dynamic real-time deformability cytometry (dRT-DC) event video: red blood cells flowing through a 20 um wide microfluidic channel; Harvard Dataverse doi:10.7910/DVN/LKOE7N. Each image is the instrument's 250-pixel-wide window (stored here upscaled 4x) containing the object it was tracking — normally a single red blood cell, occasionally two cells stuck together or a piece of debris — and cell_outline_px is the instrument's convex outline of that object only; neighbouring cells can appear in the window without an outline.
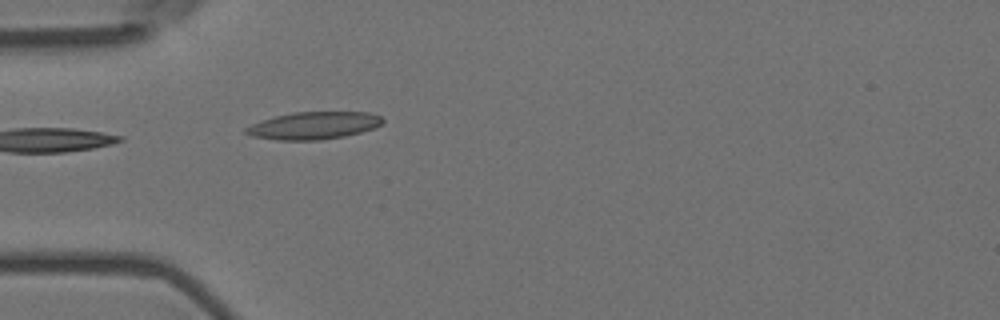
{"species": "Egyptian fruit bat (a non-hibernating species)", "species_latin": "Rousettus aegyptiacus", "temperature_condition": "room temperature", "stored_images_in_passage": 5, "camera_frame_rate_fps": 3000, "um_per_image_px": 0.085, "animal": {"sex": "female"}, "frame": {"image": 1, "passage_image": 5, "time_ms": 1.333, "image_size_px": [1000, 320], "cell_outline_px": [[384, 120], [376, 128], [344, 136], [320, 140], [276, 140], [252, 136], [244, 132], [244, 128], [260, 120], [292, 112], [368, 112], [380, 116]], "centroid_in_image_um": [26.64, 10.67], "position_along_channel_um": 58.4, "area_um2": 21.85}}